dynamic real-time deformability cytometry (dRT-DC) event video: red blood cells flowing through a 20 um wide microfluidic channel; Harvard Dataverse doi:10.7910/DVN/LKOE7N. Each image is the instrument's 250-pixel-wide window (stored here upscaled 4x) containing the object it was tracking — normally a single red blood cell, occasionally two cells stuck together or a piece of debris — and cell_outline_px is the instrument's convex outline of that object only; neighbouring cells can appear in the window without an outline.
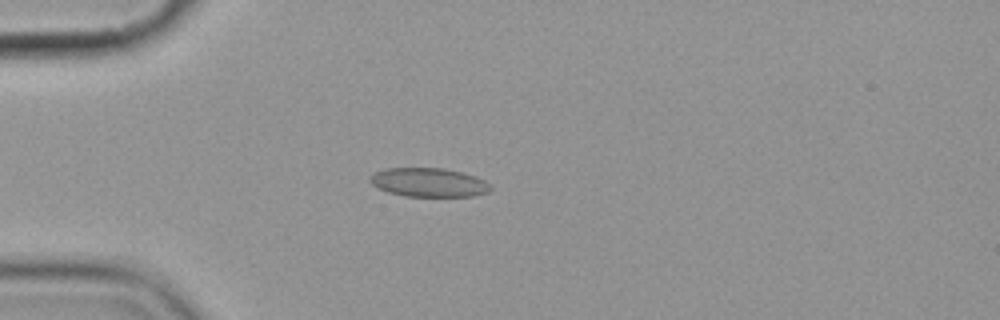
{"species": "common noctule bat (a hibernating species)", "species_latin": "Nyctalus noctula", "temperature_condition": "cold", "stored_images_in_passage": 3, "camera_frame_rate_fps": 3000, "um_per_image_px": 0.085, "animal": {"sex": "female", "body_mass_g": 19.9}, "frame": {"image": 1, "passage_image": 3, "time_ms": 2.333, "image_size_px": [1000, 320], "cell_outline_px": [[492, 188], [488, 192], [472, 196], [404, 196], [388, 192], [372, 184], [368, 180], [368, 176], [372, 172], [384, 168], [444, 168], [476, 176], [484, 180]], "centroid_in_image_um": [36.39, 15.49], "position_along_channel_um": 48.6, "area_um2": 20.35}}